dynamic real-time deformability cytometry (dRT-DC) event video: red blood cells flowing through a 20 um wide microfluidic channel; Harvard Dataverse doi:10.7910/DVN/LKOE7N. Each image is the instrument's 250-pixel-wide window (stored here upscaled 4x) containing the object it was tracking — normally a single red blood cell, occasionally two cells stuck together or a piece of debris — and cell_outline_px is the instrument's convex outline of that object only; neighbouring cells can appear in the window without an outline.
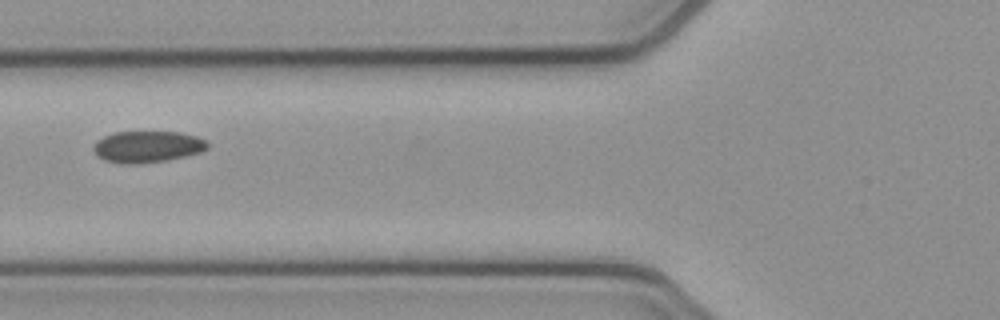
{"species": "common noctule bat (a hibernating species)", "species_latin": "Nyctalus noctula", "temperature_condition": "cold", "stored_images_in_passage": 3, "camera_frame_rate_fps": 3000, "um_per_image_px": 0.085, "animal": {"sex": "female", "body_mass_g": 21.9}, "frame": {"image": 1, "passage_image": 3, "time_ms": 0.667, "image_size_px": [1000, 320], "cell_outline_px": [[208, 148], [200, 152], [168, 160], [140, 164], [124, 164], [104, 160], [96, 156], [92, 148], [92, 144], [96, 140], [104, 136], [116, 132], [180, 132], [196, 136], [208, 140]], "centroid_in_image_um": [12.5, 12.47], "position_along_channel_um": 113.3, "area_um2": 21.21}}